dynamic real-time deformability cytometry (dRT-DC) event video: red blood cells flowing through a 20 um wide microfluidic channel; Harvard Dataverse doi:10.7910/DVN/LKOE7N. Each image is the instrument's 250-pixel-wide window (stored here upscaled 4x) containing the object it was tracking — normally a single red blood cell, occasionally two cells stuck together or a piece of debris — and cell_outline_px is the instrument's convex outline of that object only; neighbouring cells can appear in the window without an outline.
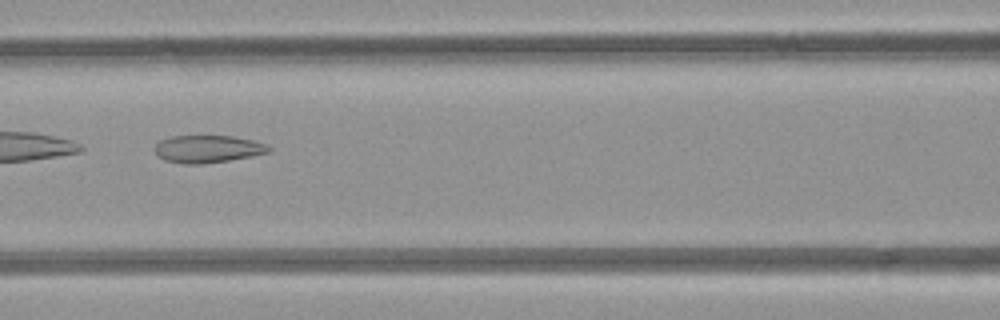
{"species": "common noctule bat (a hibernating species)", "species_latin": "Nyctalus noctula", "temperature_condition": "room temperature", "stored_images_in_passage": 3, "camera_frame_rate_fps": 3000, "um_per_image_px": 0.085, "animal": {"sex": "female", "body_mass_g": 21.9}, "frame": {"image": 1, "passage_image": 3, "time_ms": 2.0, "image_size_px": [1000, 320], "cell_outline_px": [[272, 148], [268, 152], [228, 160], [200, 164], [184, 164], [164, 160], [156, 156], [156, 144], [160, 140], [172, 136], [232, 136], [252, 140], [268, 144]], "centroid_in_image_um": [17.63, 12.66], "position_along_channel_um": 149.0, "area_um2": 18.09}}